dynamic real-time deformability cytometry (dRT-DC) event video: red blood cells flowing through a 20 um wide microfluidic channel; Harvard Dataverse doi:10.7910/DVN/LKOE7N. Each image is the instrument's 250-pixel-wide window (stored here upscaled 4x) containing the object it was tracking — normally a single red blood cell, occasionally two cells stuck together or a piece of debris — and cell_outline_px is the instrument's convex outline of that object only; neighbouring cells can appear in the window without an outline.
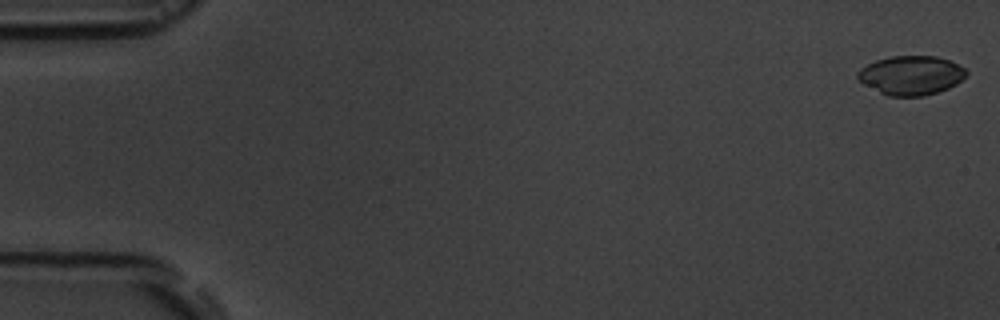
{"species": "common noctule bat (a hibernating species)", "species_latin": "Nyctalus noctula", "temperature_condition": "room temperature", "stored_images_in_passage": 56, "camera_frame_rate_fps": 3000, "um_per_image_px": 0.085, "animal": {"sex": "male", "body_mass_g": 19.5, "forearm_length_mm": 54.6}, "frame": {"image": 1, "passage_image": 1, "time_ms": 0.0, "image_size_px": [1000, 320], "cell_outline_px": [[968, 72], [956, 84], [948, 88], [924, 96], [888, 96], [864, 84], [856, 76], [856, 72], [860, 68], [876, 60], [892, 56], [936, 56], [948, 60], [964, 68]], "centroid_in_image_um": [77.42, 6.4], "position_along_channel_um": 7.6, "area_um2": 24.51}}
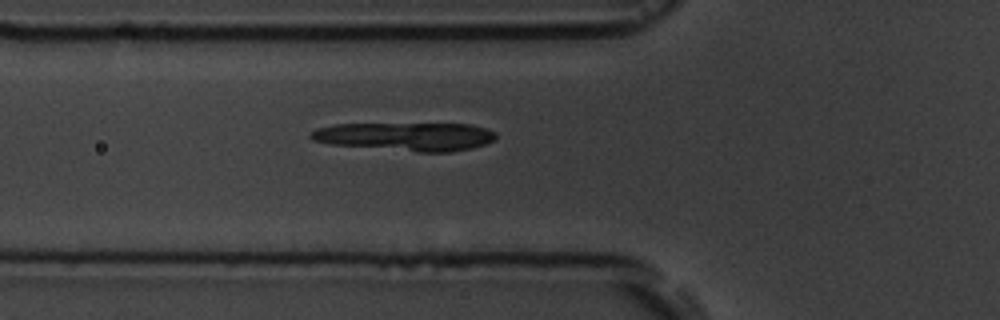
{"frame": {"image": 2, "passage_image": 20, "time_ms": 6.333, "image_size_px": [1000, 320], "cell_outline_px": [[496, 140], [472, 148], [452, 152], [416, 152], [328, 144], [312, 140], [308, 136], [316, 128], [336, 124], [472, 124], [496, 132]], "centroid_in_image_um": [34.49, 11.61], "position_along_channel_um": 91.3, "area_um2": 30.81}}
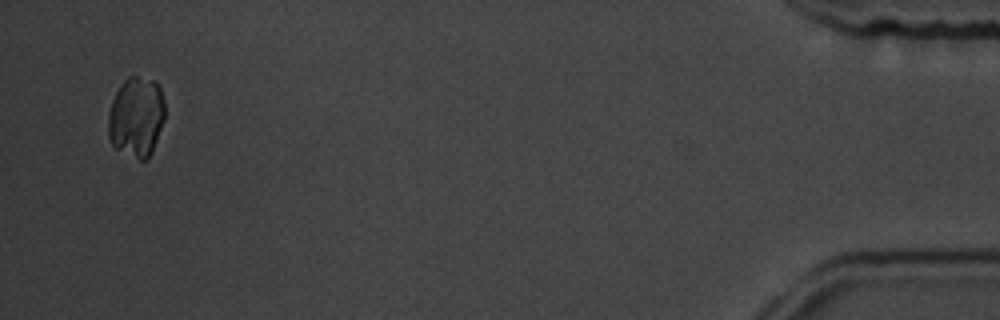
{"frame": {"image": 3, "passage_image": 54, "time_ms": 17.667, "image_size_px": [1000, 320], "cell_outline_px": [[164, 120], [152, 152], [148, 160], [140, 160], [116, 148], [112, 144], [108, 136], [108, 112], [112, 100], [120, 84], [128, 76], [136, 76], [156, 80], [160, 84], [164, 100]], "centroid_in_image_um": [11.6, 9.91], "position_along_channel_um": 423.6, "area_um2": 26.82}, "authors_computed_cell_mechanics": {"area_um2": 29.4202, "velocity_mm_per_s": 3.6707, "shape_relaxation_time_tau1_ms": 2.8424, "shape_relaxation_time_tau2_ms": null, "deformation_change_tau1": 0.1065, "deformation_change_tau2": null}}